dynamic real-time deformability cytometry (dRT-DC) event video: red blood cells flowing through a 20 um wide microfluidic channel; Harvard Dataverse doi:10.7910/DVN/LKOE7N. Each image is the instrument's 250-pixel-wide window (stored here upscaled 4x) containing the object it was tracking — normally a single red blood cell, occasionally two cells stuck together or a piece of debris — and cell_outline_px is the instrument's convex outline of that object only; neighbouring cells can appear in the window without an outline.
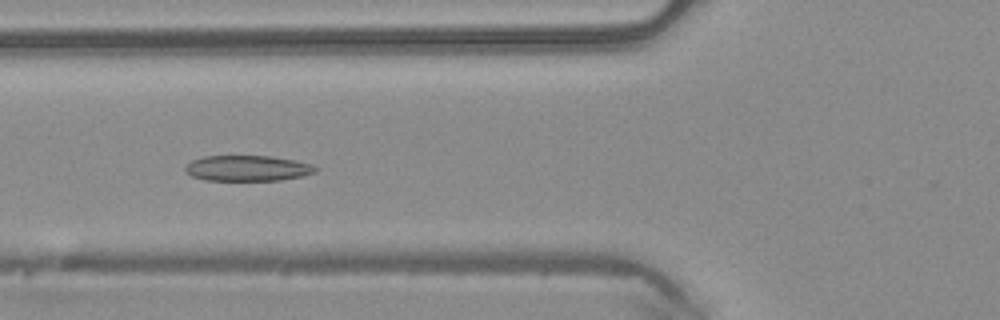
{"species": "common noctule bat (a hibernating species)", "species_latin": "Nyctalus noctula", "temperature_condition": "warm", "stored_images_in_passage": 34, "camera_frame_rate_fps": 3000, "um_per_image_px": 0.085, "animal": {"sex": "male", "body_mass_g": 20.4}, "frame": {"image": 1, "passage_image": 4, "time_ms": 1.0, "image_size_px": [1000, 320], "cell_outline_px": [[320, 168], [316, 172], [304, 176], [280, 180], [204, 180], [192, 176], [184, 172], [184, 168], [192, 160], [204, 156], [272, 156], [296, 160], [312, 164]], "centroid_in_image_um": [21.08, 14.3], "position_along_channel_um": 104.7, "area_um2": 19.65}}
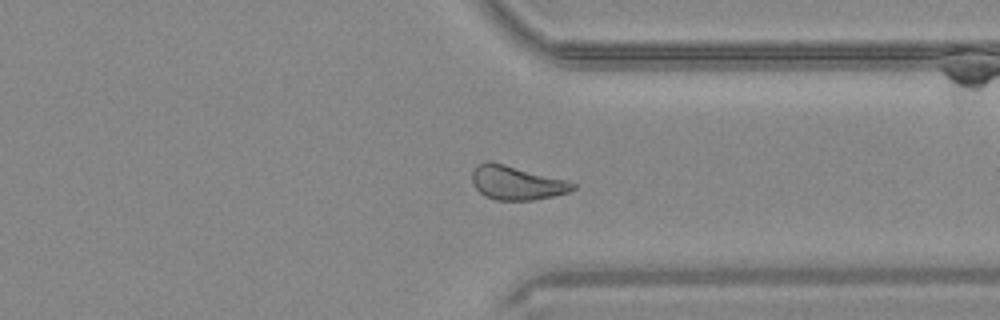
{"frame": {"image": 2, "passage_image": 23, "time_ms": 7.333, "image_size_px": [1000, 320], "cell_outline_px": [[576, 188], [568, 192], [552, 196], [532, 200], [496, 200], [484, 196], [472, 184], [472, 172], [480, 164], [488, 160], [492, 160], [568, 180], [576, 184]], "centroid_in_image_um": [43.91, 15.52], "position_along_channel_um": 367.5, "area_um2": 20.11}}
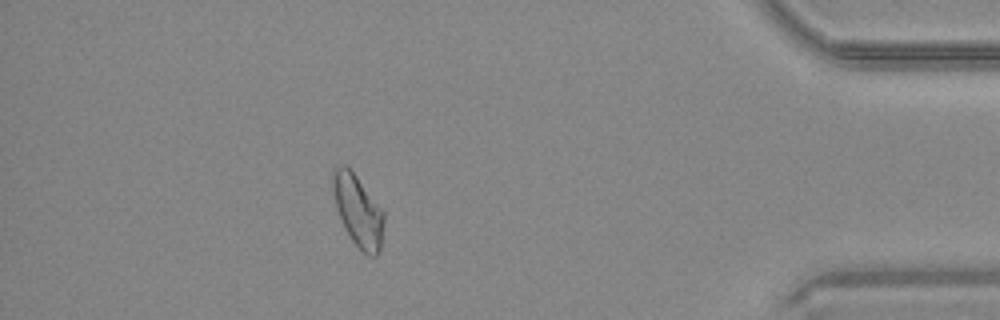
{"frame": {"image": 3, "passage_image": 29, "time_ms": 9.333, "image_size_px": [1000, 320], "cell_outline_px": [[384, 220], [380, 248], [376, 256], [368, 256], [360, 252], [352, 240], [336, 208], [332, 180], [332, 172], [340, 164], [344, 164], [356, 176], [384, 212]], "centroid_in_image_um": [30.44, 17.94], "position_along_channel_um": 404.8, "area_um2": 20.81}, "authors_computed_cell_mechanics": {"area_um2": 20.0855, "velocity_mm_per_s": 4.138, "shape_relaxation_time_tau1_ms": null, "shape_relaxation_time_tau2_ms": 6.5506, "deformation_change_tau1": null, "deformation_change_tau2": 0.1266}}